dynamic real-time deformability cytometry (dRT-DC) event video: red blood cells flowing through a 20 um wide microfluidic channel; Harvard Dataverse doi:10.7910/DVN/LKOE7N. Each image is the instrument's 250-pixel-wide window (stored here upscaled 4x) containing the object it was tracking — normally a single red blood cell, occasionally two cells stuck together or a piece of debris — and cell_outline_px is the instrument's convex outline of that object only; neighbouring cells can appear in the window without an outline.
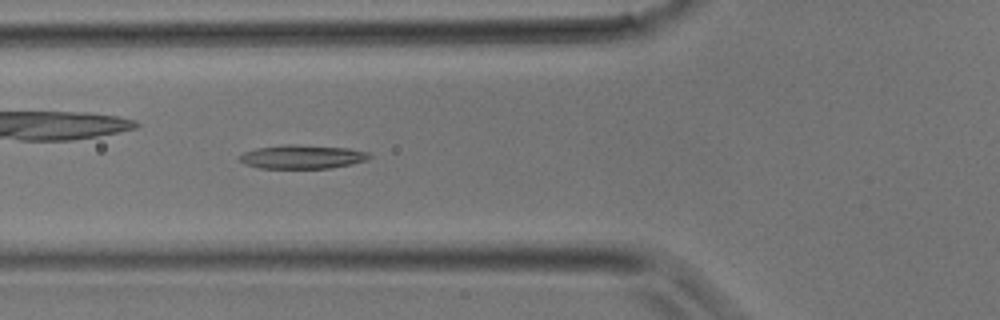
{"species": "common noctule bat (a hibernating species)", "species_latin": "Nyctalus noctula", "temperature_condition": "room temperature", "stored_images_in_passage": 33, "camera_frame_rate_fps": 3000, "um_per_image_px": 0.085, "animal": {"sex": "male", "body_mass_g": 17.9}, "frame": {"image": 1, "passage_image": 10, "time_ms": 3.0, "image_size_px": [1000, 320], "cell_outline_px": [[372, 156], [368, 160], [352, 164], [328, 168], [260, 168], [244, 164], [240, 160], [240, 156], [244, 152], [256, 148], [284, 144], [292, 144], [348, 148], [368, 152]], "centroid_in_image_um": [25.7, 13.32], "position_along_channel_um": 100.1, "area_um2": 17.98}}
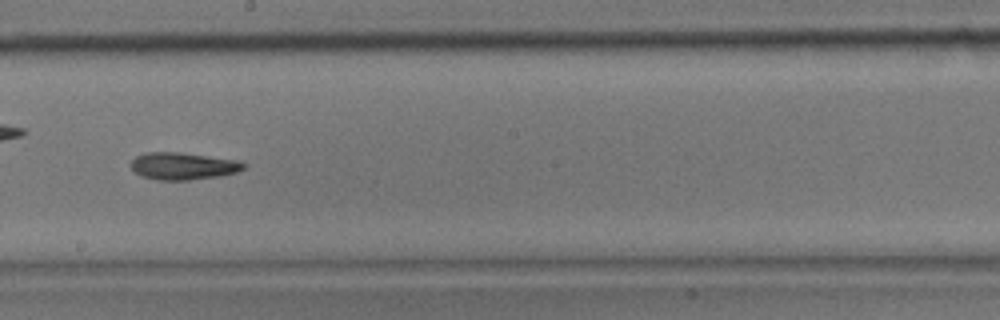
{"frame": {"image": 2, "passage_image": 17, "time_ms": 5.333, "image_size_px": [1000, 320], "cell_outline_px": [[248, 164], [244, 168], [236, 172], [220, 176], [188, 180], [156, 180], [140, 176], [132, 168], [132, 160], [136, 156], [148, 152], [176, 152], [236, 160]], "centroid_in_image_um": [15.55, 14.12], "position_along_channel_um": 232.6, "area_um2": 17.69}}
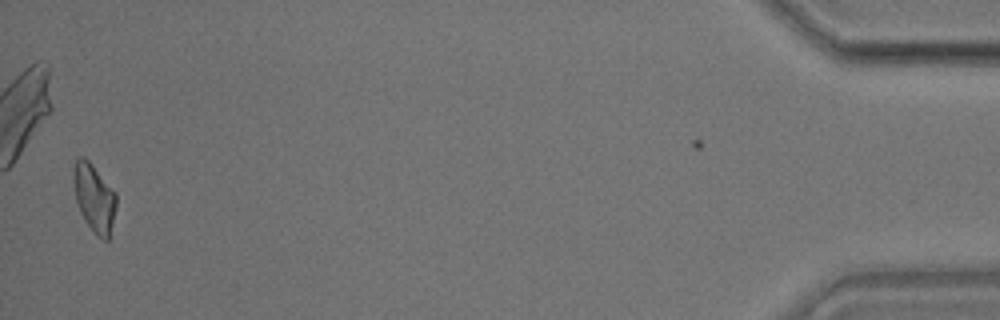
{"frame": {"image": 3, "passage_image": 32, "time_ms": 10.333, "image_size_px": [1000, 320], "cell_outline_px": [[116, 208], [108, 240], [104, 240], [96, 236], [92, 232], [84, 220], [80, 212], [76, 200], [72, 180], [72, 176], [76, 160], [80, 156], [84, 156], [92, 164], [116, 192]], "centroid_in_image_um": [8.0, 16.82], "position_along_channel_um": 427.2, "area_um2": 17.11}}